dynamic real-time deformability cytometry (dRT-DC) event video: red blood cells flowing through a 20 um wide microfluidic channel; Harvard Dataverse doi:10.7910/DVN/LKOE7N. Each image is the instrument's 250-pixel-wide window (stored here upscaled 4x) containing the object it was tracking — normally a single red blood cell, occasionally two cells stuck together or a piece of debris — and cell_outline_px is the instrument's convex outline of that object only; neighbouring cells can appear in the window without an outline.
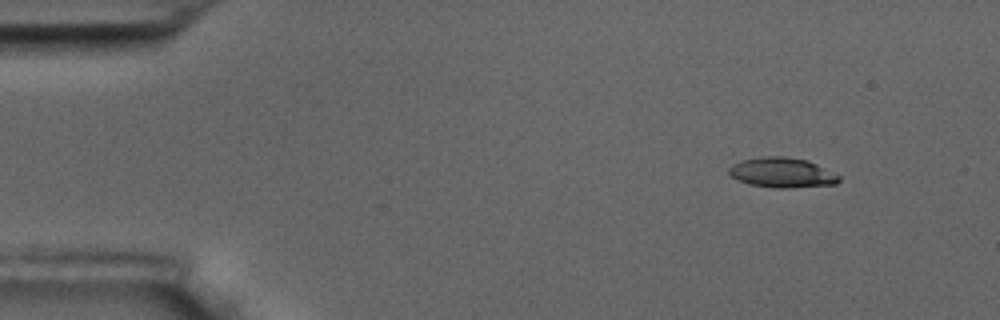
{"species": "common noctule bat (a hibernating species)", "species_latin": "Nyctalus noctula", "temperature_condition": "room temperature", "stored_images_in_passage": 3, "camera_frame_rate_fps": 3000, "um_per_image_px": 0.085, "animal": {"sex": "male", "body_mass_g": 17.5, "forearm_length_mm": 52.3}, "frame": {"image": 1, "passage_image": 1, "time_ms": 0.0, "image_size_px": [1000, 320], "cell_outline_px": [[840, 180], [836, 184], [788, 188], [776, 188], [748, 184], [736, 180], [728, 172], [728, 168], [732, 164], [744, 160], [764, 156], [784, 156], [808, 160], [840, 176]], "centroid_in_image_um": [66.45, 14.68], "position_along_channel_um": 18.5, "area_um2": 19.19}}
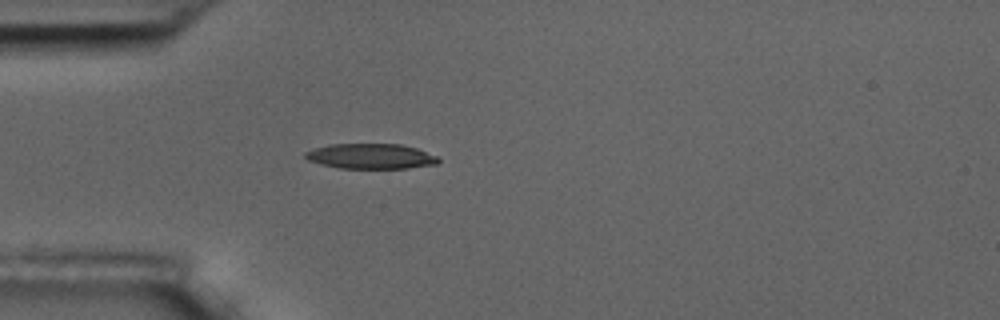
{"frame": {"image": 2, "passage_image": 3, "time_ms": 3.333, "image_size_px": [1000, 320], "cell_outline_px": [[440, 160], [436, 164], [408, 168], [336, 168], [320, 164], [308, 160], [304, 156], [304, 152], [312, 148], [328, 144], [400, 144], [416, 148], [436, 156]], "centroid_in_image_um": [31.45, 13.28], "position_along_channel_um": 53.5, "area_um2": 19.59}}